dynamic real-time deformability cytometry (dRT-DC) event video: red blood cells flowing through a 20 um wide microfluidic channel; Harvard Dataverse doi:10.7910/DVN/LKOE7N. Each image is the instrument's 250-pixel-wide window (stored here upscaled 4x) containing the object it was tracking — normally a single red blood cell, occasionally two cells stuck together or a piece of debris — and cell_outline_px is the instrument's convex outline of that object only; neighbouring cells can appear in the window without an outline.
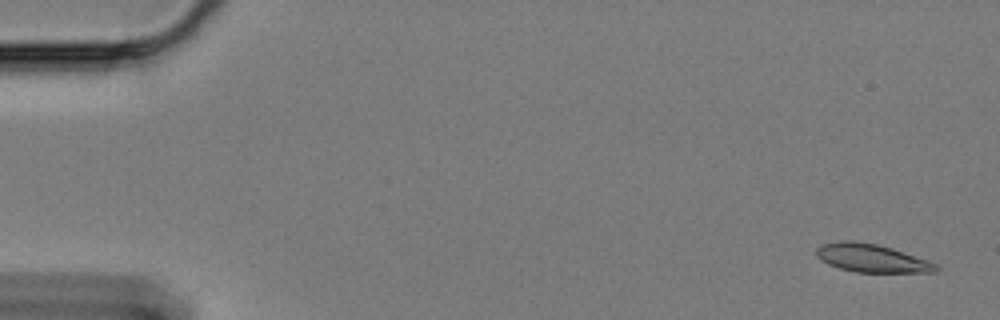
{"species": "Egyptian fruit bat (a non-hibernating species)", "species_latin": "Rousettus aegyptiacus", "temperature_condition": "cold", "stored_images_in_passage": 60, "camera_frame_rate_fps": 3000, "um_per_image_px": 0.085, "animal": {"sex": "female"}, "frame": {"image": 1, "passage_image": 2, "time_ms": 0.333, "image_size_px": [1000, 320], "cell_outline_px": [[940, 268], [936, 272], [856, 272], [840, 268], [828, 264], [820, 260], [816, 256], [816, 248], [824, 244], [840, 240], [852, 240], [876, 244], [892, 248], [936, 264]], "centroid_in_image_um": [74.04, 21.94], "position_along_channel_um": 11.0, "area_um2": 19.42}}
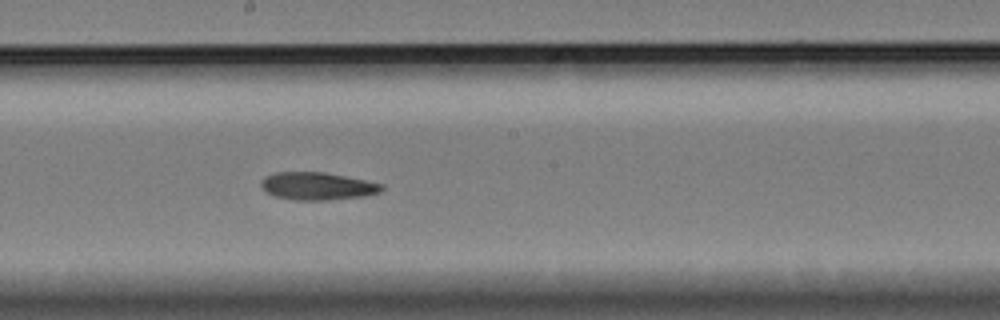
{"frame": {"image": 2, "passage_image": 33, "time_ms": 10.667, "image_size_px": [1000, 320], "cell_outline_px": [[384, 188], [380, 192], [364, 196], [328, 200], [296, 200], [276, 196], [268, 192], [260, 184], [260, 180], [264, 176], [276, 172], [324, 172], [384, 184]], "centroid_in_image_um": [26.98, 15.81], "position_along_channel_um": 221.2, "area_um2": 19.31}}
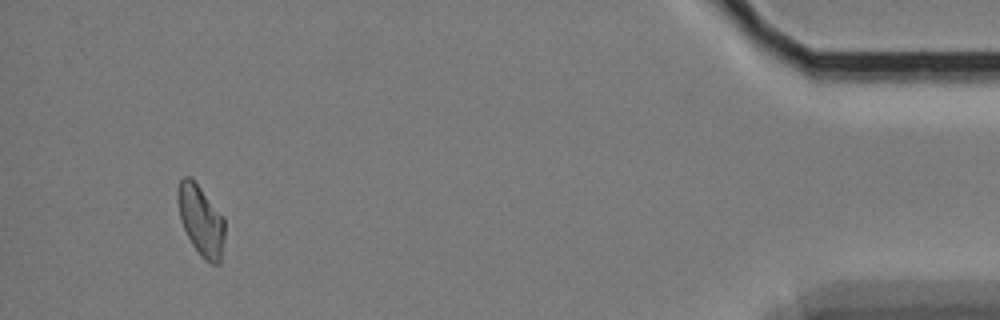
{"frame": {"image": 3, "passage_image": 57, "time_ms": 18.667, "image_size_px": [1000, 320], "cell_outline_px": [[224, 236], [220, 264], [212, 264], [204, 260], [200, 256], [192, 244], [180, 220], [176, 200], [176, 192], [180, 180], [184, 176], [188, 176], [200, 188], [224, 216]], "centroid_in_image_um": [17.06, 18.75], "position_along_channel_um": 418.1, "area_um2": 19.31}}